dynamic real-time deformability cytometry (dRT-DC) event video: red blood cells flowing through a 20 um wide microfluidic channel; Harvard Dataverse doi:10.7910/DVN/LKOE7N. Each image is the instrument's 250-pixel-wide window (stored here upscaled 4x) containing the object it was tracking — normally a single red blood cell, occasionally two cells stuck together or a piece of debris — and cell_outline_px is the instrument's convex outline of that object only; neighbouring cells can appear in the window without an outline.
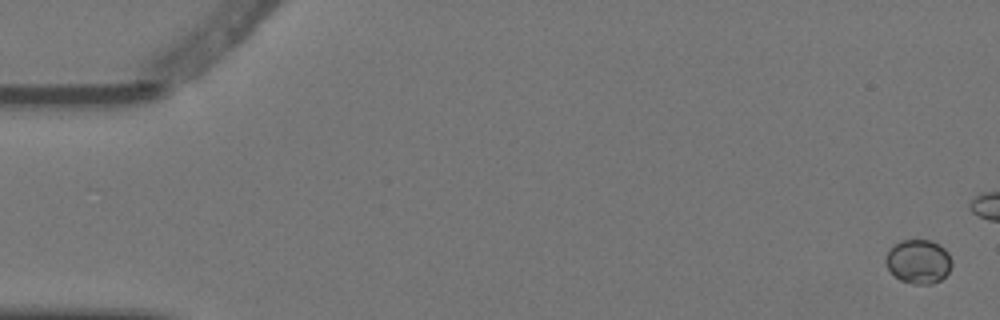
{"species": "Egyptian fruit bat (a non-hibernating species)", "species_latin": "Rousettus aegyptiacus", "temperature_condition": "warm", "stored_images_in_passage": 7, "camera_frame_rate_fps": 3000, "um_per_image_px": 0.085, "animal": {"sex": "female"}, "frame": {"image": 1, "passage_image": 1, "time_ms": 0.0, "image_size_px": [1000, 320], "cell_outline_px": [[952, 268], [940, 280], [932, 284], [912, 284], [900, 280], [888, 268], [884, 260], [892, 244], [900, 240], [932, 240], [940, 244], [948, 252], [952, 260]], "centroid_in_image_um": [78.08, 22.21], "position_along_channel_um": 6.9, "area_um2": 17.17}}